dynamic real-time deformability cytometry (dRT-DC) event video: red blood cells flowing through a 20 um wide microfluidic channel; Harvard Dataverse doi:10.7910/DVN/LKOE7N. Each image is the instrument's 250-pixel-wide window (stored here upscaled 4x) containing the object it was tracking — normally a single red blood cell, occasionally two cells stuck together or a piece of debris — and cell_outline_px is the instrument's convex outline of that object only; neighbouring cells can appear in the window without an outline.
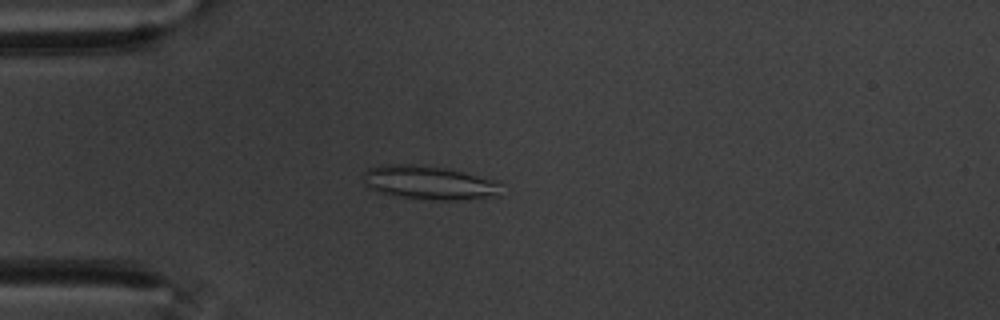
{"species": "common noctule bat (a hibernating species)", "species_latin": "Nyctalus noctula", "temperature_condition": "warm", "stored_images_in_passage": 58, "camera_frame_rate_fps": 3000, "um_per_image_px": 0.085, "animal": {"sex": "male", "body_mass_g": 20.1, "forearm_length_mm": 53.5}, "frame": {"image": 1, "passage_image": 16, "time_ms": 5.0, "image_size_px": [1000, 320], "cell_outline_px": [[500, 196], [456, 200], [432, 200], [400, 196], [376, 192], [368, 188], [364, 184], [364, 172], [368, 168], [380, 164], [416, 164], [448, 168], [500, 180]], "centroid_in_image_um": [36.5, 15.51], "position_along_channel_um": 48.5, "area_um2": 27.69}}
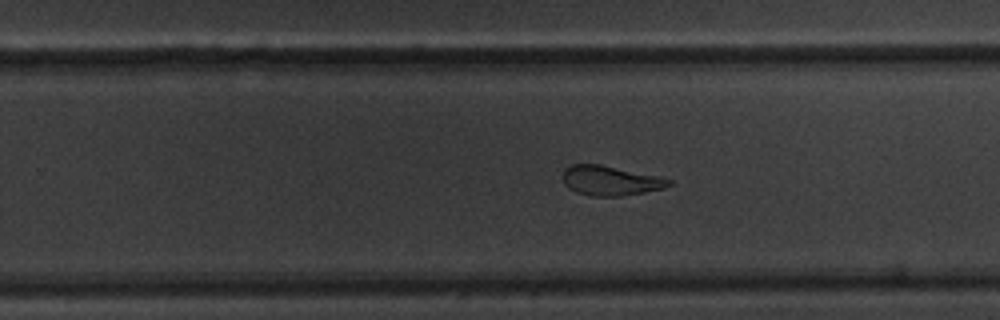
{"frame": {"image": 2, "passage_image": 37, "time_ms": 12.0, "image_size_px": [1000, 320], "cell_outline_px": [[672, 184], [664, 188], [644, 192], [620, 196], [592, 196], [576, 192], [568, 188], [564, 184], [564, 168], [572, 164], [600, 164], [660, 176], [672, 180]], "centroid_in_image_um": [51.89, 15.35], "position_along_channel_um": 277.9, "area_um2": 18.38}}
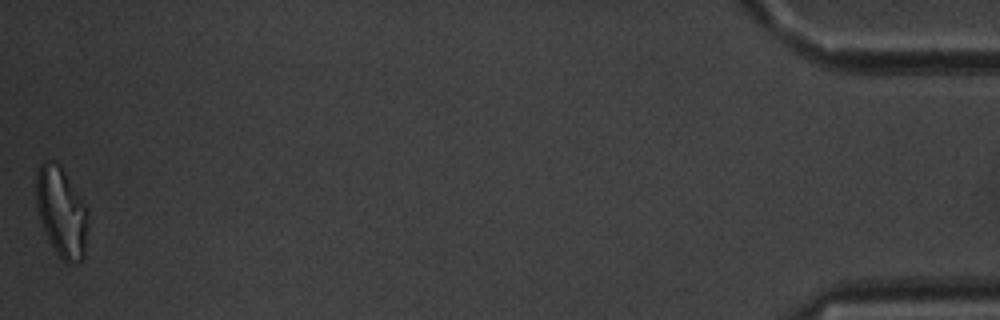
{"frame": {"image": 3, "passage_image": 58, "time_ms": 19.0, "image_size_px": [1000, 320], "cell_outline_px": [[88, 224], [84, 256], [80, 264], [68, 264], [56, 252], [48, 240], [40, 220], [36, 204], [36, 176], [40, 164], [44, 160], [48, 160], [60, 164], [88, 208]], "centroid_in_image_um": [5.24, 18.04], "position_along_channel_um": 430.0, "area_um2": 27.46}, "authors_computed_cell_mechanics": {"area_um2": 21.9929, "velocity_mm_per_s": 3.4877, "shape_relaxation_time_tau1_ms": null, "shape_relaxation_time_tau2_ms": 2.7631, "deformation_change_tau1": null, "deformation_change_tau2": 0.1102}}